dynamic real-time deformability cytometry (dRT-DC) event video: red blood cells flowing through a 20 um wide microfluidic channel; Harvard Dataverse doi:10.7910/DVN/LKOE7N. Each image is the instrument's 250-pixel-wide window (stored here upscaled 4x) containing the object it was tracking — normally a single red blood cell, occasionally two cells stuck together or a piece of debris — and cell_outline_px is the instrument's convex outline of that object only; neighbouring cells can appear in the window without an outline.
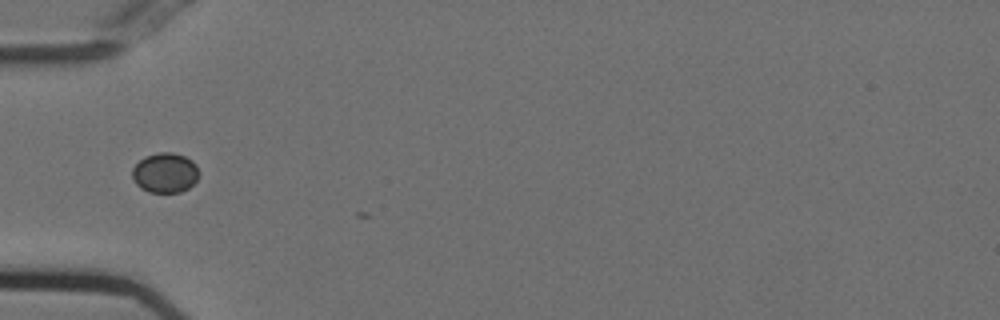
{"species": "Egyptian fruit bat (a non-hibernating species)", "species_latin": "Rousettus aegyptiacus", "temperature_condition": "cold", "stored_images_in_passage": 2, "camera_frame_rate_fps": 3000, "um_per_image_px": 0.085, "animal": {"sex": "female"}, "frame": {"image": 1, "passage_image": 1, "time_ms": 0.0, "image_size_px": [1000, 320], "cell_outline_px": [[196, 180], [188, 188], [180, 192], [148, 192], [140, 188], [136, 184], [132, 176], [132, 168], [144, 156], [160, 152], [172, 152], [184, 156], [192, 160], [196, 164]], "centroid_in_image_um": [13.99, 14.68], "position_along_channel_um": 71.0, "area_um2": 15.37}}